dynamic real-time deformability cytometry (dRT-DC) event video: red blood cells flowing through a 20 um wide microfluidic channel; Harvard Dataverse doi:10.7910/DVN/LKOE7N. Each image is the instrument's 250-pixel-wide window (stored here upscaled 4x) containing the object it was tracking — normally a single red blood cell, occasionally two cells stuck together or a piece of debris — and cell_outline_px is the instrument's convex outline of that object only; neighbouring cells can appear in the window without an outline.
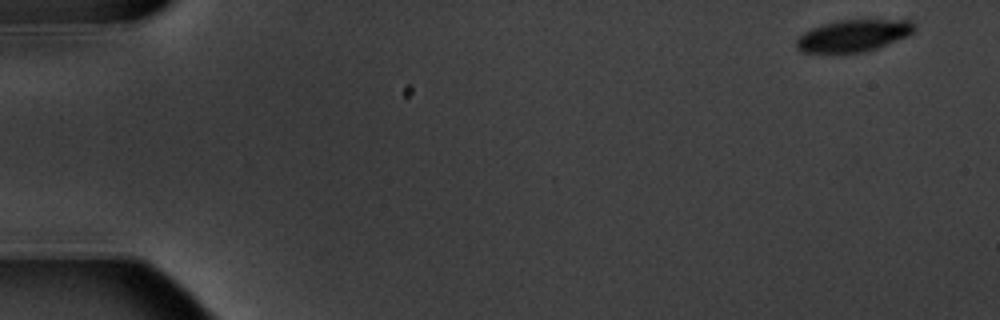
{"species": "common noctule bat (a hibernating species)", "species_latin": "Nyctalus noctula", "temperature_condition": "warm", "stored_images_in_passage": 4, "camera_frame_rate_fps": 3000, "um_per_image_px": 0.085, "animal": {"sex": "male", "body_mass_g": 20.1, "forearm_length_mm": 53.5}, "frame": {"image": 1, "passage_image": 1, "time_ms": 0.0, "image_size_px": [1000, 320], "cell_outline_px": [[916, 28], [908, 36], [876, 48], [860, 52], [800, 52], [796, 48], [796, 40], [804, 32], [812, 28], [824, 24], [840, 20], [912, 20]], "centroid_in_image_um": [72.54, 3.02], "position_along_channel_um": 12.5, "area_um2": 21.62}}